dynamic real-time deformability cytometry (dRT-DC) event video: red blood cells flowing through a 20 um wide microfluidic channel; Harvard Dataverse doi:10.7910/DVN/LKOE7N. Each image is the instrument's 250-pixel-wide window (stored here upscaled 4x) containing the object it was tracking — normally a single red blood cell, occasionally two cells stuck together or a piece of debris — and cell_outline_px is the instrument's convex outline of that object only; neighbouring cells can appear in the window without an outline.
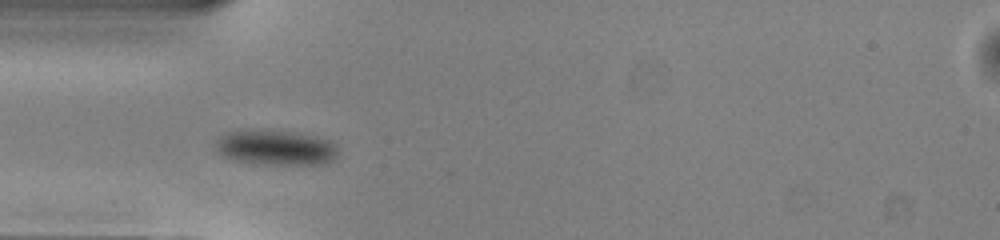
{"species": "common noctule bat (a hibernating species)", "species_latin": "Nyctalus noctula", "temperature_condition": "warm", "stored_images_in_passage": 38, "camera_frame_rate_fps": 3000, "um_per_image_px": 0.085, "animal": {"sex": "male", "body_mass_g": 13.0, "forearm_length_mm": 53.1}, "frame": {"image": 1, "passage_image": 4, "time_ms": 1.0, "image_size_px": [1000, 240], "cell_outline_px": [[336, 156], [332, 160], [324, 164], [264, 164], [232, 160], [224, 156], [216, 148], [216, 140], [224, 132], [244, 128], [264, 128], [296, 132], [316, 136], [328, 140], [336, 144]], "centroid_in_image_um": [23.39, 12.5], "position_along_channel_um": 61.6, "area_um2": 25.66}}
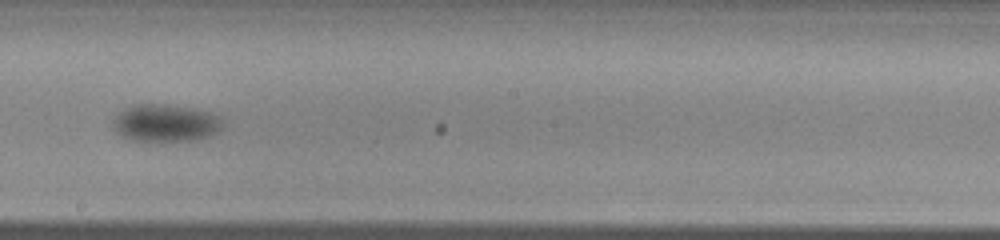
{"frame": {"image": 2, "passage_image": 17, "time_ms": 5.333, "image_size_px": [1000, 240], "cell_outline_px": [[224, 128], [208, 136], [196, 140], [132, 140], [116, 132], [112, 124], [112, 120], [124, 108], [132, 104], [164, 104], [192, 108], [212, 112], [224, 120]], "centroid_in_image_um": [14.1, 10.43], "position_along_channel_um": 234.1, "area_um2": 23.93}}
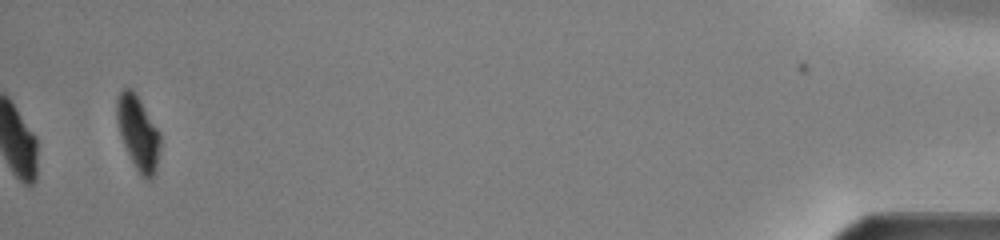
{"frame": {"image": 3, "passage_image": 38, "time_ms": 12.333, "image_size_px": [1000, 240], "cell_outline_px": [[160, 152], [156, 172], [148, 180], [144, 180], [136, 168], [120, 136], [116, 120], [116, 100], [120, 92], [124, 88], [132, 88], [160, 132]], "centroid_in_image_um": [11.74, 11.3], "position_along_channel_um": 423.5, "area_um2": 18.67}, "authors_computed_cell_mechanics": {"area_um2": 23.9003, "velocity_mm_per_s": 4.0121, "shape_relaxation_time_tau1_ms": 2.0791, "shape_relaxation_time_tau2_ms": null, "deformation_change_tau1": 0.0688, "deformation_change_tau2": null}}